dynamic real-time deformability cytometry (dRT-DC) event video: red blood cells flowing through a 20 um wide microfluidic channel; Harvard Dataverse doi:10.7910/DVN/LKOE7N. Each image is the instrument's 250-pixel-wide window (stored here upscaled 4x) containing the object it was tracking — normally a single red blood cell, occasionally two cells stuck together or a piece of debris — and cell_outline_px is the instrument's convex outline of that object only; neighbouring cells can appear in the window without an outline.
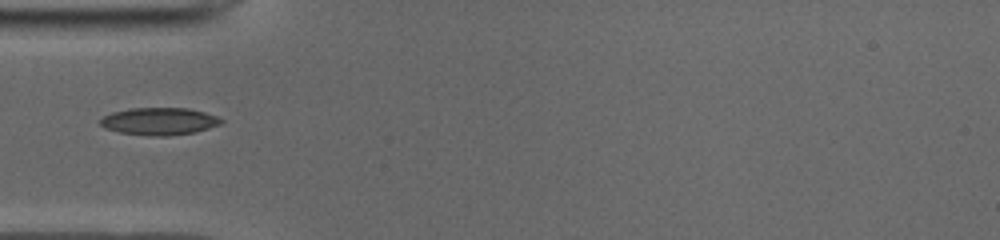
{"species": "common noctule bat (a hibernating species)", "species_latin": "Nyctalus noctula", "temperature_condition": "cold", "stored_images_in_passage": 36, "camera_frame_rate_fps": 3000, "um_per_image_px": 0.085, "animal": {"sex": "male", "body_mass_g": 19.0, "forearm_length_mm": 50.8}, "frame": {"image": 1, "passage_image": 1, "time_ms": 0.0, "image_size_px": [1000, 240], "cell_outline_px": [[224, 120], [220, 124], [196, 132], [168, 136], [148, 136], [120, 132], [108, 128], [100, 124], [100, 120], [104, 116], [112, 112], [132, 108], [188, 108], [204, 112], [216, 116]], "centroid_in_image_um": [13.56, 10.31], "position_along_channel_um": 71.4, "area_um2": 19.13}}
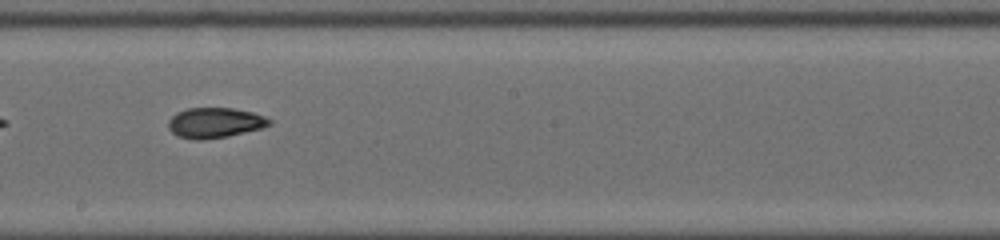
{"frame": {"image": 2, "passage_image": 13, "time_ms": 4.0, "image_size_px": [1000, 240], "cell_outline_px": [[272, 124], [260, 128], [228, 136], [200, 140], [196, 140], [180, 136], [172, 132], [168, 128], [168, 120], [176, 112], [188, 108], [232, 108], [252, 112], [264, 116], [272, 120]], "centroid_in_image_um": [18.25, 10.42], "position_along_channel_um": 229.9, "area_um2": 17.69}}
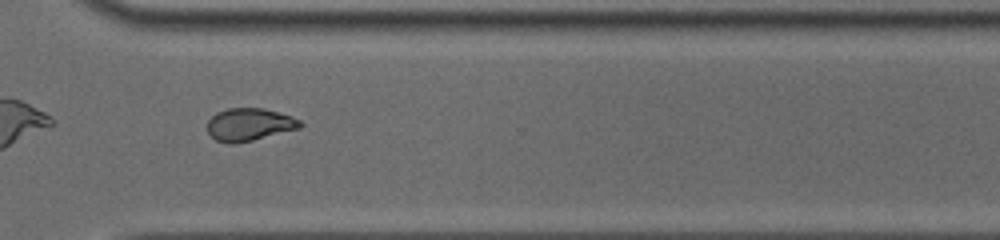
{"frame": {"image": 3, "passage_image": 22, "time_ms": 7.0, "image_size_px": [1000, 240], "cell_outline_px": [[304, 124], [300, 128], [252, 140], [232, 144], [228, 144], [216, 140], [208, 132], [208, 120], [216, 112], [228, 108], [264, 108], [292, 116], [300, 120]], "centroid_in_image_um": [21.2, 10.57], "position_along_channel_um": 349.4, "area_um2": 17.63}}